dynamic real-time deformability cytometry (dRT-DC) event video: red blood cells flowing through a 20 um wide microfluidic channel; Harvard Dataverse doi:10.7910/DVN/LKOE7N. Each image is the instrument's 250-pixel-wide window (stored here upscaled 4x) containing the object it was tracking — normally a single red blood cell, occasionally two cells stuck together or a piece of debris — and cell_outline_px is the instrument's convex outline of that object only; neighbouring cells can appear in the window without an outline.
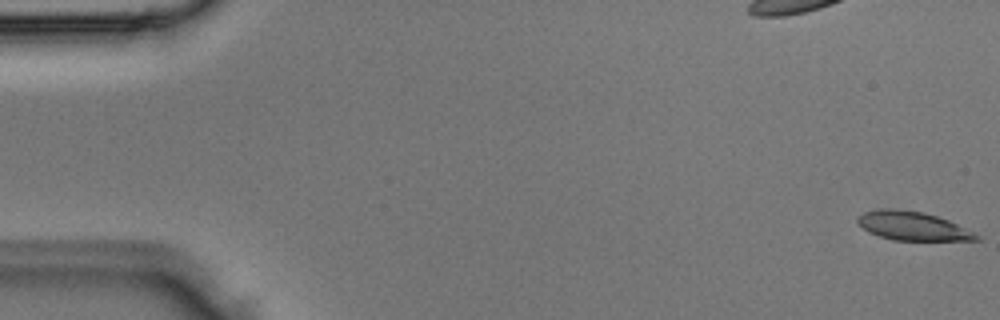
{"species": "Egyptian fruit bat (a non-hibernating species)", "species_latin": "Rousettus aegyptiacus", "temperature_condition": "room temperature", "stored_images_in_passage": 4, "camera_frame_rate_fps": 3000, "um_per_image_px": 0.085, "animal": {"sex": "male"}, "frame": {"image": 1, "passage_image": 1, "time_ms": 0.0, "image_size_px": [1000, 320], "cell_outline_px": [[980, 240], [892, 240], [868, 232], [856, 224], [856, 216], [864, 212], [880, 208], [892, 208], [924, 212], [948, 220], [980, 236]], "centroid_in_image_um": [77.48, 19.2], "position_along_channel_um": 7.5, "area_um2": 19.88}}